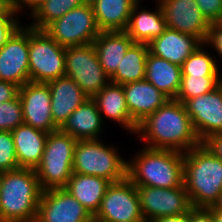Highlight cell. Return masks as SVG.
Wrapping results in <instances>:
<instances>
[{"label":"cell","instance_id":"cell-14","mask_svg":"<svg viewBox=\"0 0 222 222\" xmlns=\"http://www.w3.org/2000/svg\"><path fill=\"white\" fill-rule=\"evenodd\" d=\"M35 222H94L93 216L65 188L44 190Z\"/></svg>","mask_w":222,"mask_h":222},{"label":"cell","instance_id":"cell-17","mask_svg":"<svg viewBox=\"0 0 222 222\" xmlns=\"http://www.w3.org/2000/svg\"><path fill=\"white\" fill-rule=\"evenodd\" d=\"M51 94V114L54 125L60 129L67 118L89 97L68 76L47 82Z\"/></svg>","mask_w":222,"mask_h":222},{"label":"cell","instance_id":"cell-27","mask_svg":"<svg viewBox=\"0 0 222 222\" xmlns=\"http://www.w3.org/2000/svg\"><path fill=\"white\" fill-rule=\"evenodd\" d=\"M138 0H89L100 31H125Z\"/></svg>","mask_w":222,"mask_h":222},{"label":"cell","instance_id":"cell-30","mask_svg":"<svg viewBox=\"0 0 222 222\" xmlns=\"http://www.w3.org/2000/svg\"><path fill=\"white\" fill-rule=\"evenodd\" d=\"M181 70L182 75L222 76L215 56L205 44H202L184 61Z\"/></svg>","mask_w":222,"mask_h":222},{"label":"cell","instance_id":"cell-31","mask_svg":"<svg viewBox=\"0 0 222 222\" xmlns=\"http://www.w3.org/2000/svg\"><path fill=\"white\" fill-rule=\"evenodd\" d=\"M222 83V76L182 75L180 90L175 100L184 103L186 100L207 94Z\"/></svg>","mask_w":222,"mask_h":222},{"label":"cell","instance_id":"cell-19","mask_svg":"<svg viewBox=\"0 0 222 222\" xmlns=\"http://www.w3.org/2000/svg\"><path fill=\"white\" fill-rule=\"evenodd\" d=\"M144 1L138 0L133 6L125 32L134 43L148 44L167 29V23L157 0L154 2L155 9H148V5L143 7Z\"/></svg>","mask_w":222,"mask_h":222},{"label":"cell","instance_id":"cell-13","mask_svg":"<svg viewBox=\"0 0 222 222\" xmlns=\"http://www.w3.org/2000/svg\"><path fill=\"white\" fill-rule=\"evenodd\" d=\"M183 104L201 142L222 133V83L213 91L190 98Z\"/></svg>","mask_w":222,"mask_h":222},{"label":"cell","instance_id":"cell-46","mask_svg":"<svg viewBox=\"0 0 222 222\" xmlns=\"http://www.w3.org/2000/svg\"><path fill=\"white\" fill-rule=\"evenodd\" d=\"M7 2L12 8H14V0H4Z\"/></svg>","mask_w":222,"mask_h":222},{"label":"cell","instance_id":"cell-3","mask_svg":"<svg viewBox=\"0 0 222 222\" xmlns=\"http://www.w3.org/2000/svg\"><path fill=\"white\" fill-rule=\"evenodd\" d=\"M42 192L35 169L4 171L0 188V222H35Z\"/></svg>","mask_w":222,"mask_h":222},{"label":"cell","instance_id":"cell-25","mask_svg":"<svg viewBox=\"0 0 222 222\" xmlns=\"http://www.w3.org/2000/svg\"><path fill=\"white\" fill-rule=\"evenodd\" d=\"M145 80L154 85L169 99H175L181 86V66L151 54H147Z\"/></svg>","mask_w":222,"mask_h":222},{"label":"cell","instance_id":"cell-11","mask_svg":"<svg viewBox=\"0 0 222 222\" xmlns=\"http://www.w3.org/2000/svg\"><path fill=\"white\" fill-rule=\"evenodd\" d=\"M136 187L145 222L162 216L188 213L193 208L184 185L177 188Z\"/></svg>","mask_w":222,"mask_h":222},{"label":"cell","instance_id":"cell-26","mask_svg":"<svg viewBox=\"0 0 222 222\" xmlns=\"http://www.w3.org/2000/svg\"><path fill=\"white\" fill-rule=\"evenodd\" d=\"M110 184L111 181L97 176L73 173L65 189L94 217Z\"/></svg>","mask_w":222,"mask_h":222},{"label":"cell","instance_id":"cell-6","mask_svg":"<svg viewBox=\"0 0 222 222\" xmlns=\"http://www.w3.org/2000/svg\"><path fill=\"white\" fill-rule=\"evenodd\" d=\"M77 140L60 130L48 134L40 164L35 168L42 190L65 188L73 174Z\"/></svg>","mask_w":222,"mask_h":222},{"label":"cell","instance_id":"cell-39","mask_svg":"<svg viewBox=\"0 0 222 222\" xmlns=\"http://www.w3.org/2000/svg\"><path fill=\"white\" fill-rule=\"evenodd\" d=\"M190 222H214V220L208 208L193 207L190 210Z\"/></svg>","mask_w":222,"mask_h":222},{"label":"cell","instance_id":"cell-18","mask_svg":"<svg viewBox=\"0 0 222 222\" xmlns=\"http://www.w3.org/2000/svg\"><path fill=\"white\" fill-rule=\"evenodd\" d=\"M92 99L96 102L104 124L107 119L118 124L125 133L136 135L138 125L129 114L123 85L110 82Z\"/></svg>","mask_w":222,"mask_h":222},{"label":"cell","instance_id":"cell-42","mask_svg":"<svg viewBox=\"0 0 222 222\" xmlns=\"http://www.w3.org/2000/svg\"><path fill=\"white\" fill-rule=\"evenodd\" d=\"M208 209L212 213L214 222H222V211L221 210L214 209L212 207H209Z\"/></svg>","mask_w":222,"mask_h":222},{"label":"cell","instance_id":"cell-15","mask_svg":"<svg viewBox=\"0 0 222 222\" xmlns=\"http://www.w3.org/2000/svg\"><path fill=\"white\" fill-rule=\"evenodd\" d=\"M167 28L198 38L203 44L210 23L203 16L196 0H157Z\"/></svg>","mask_w":222,"mask_h":222},{"label":"cell","instance_id":"cell-12","mask_svg":"<svg viewBox=\"0 0 222 222\" xmlns=\"http://www.w3.org/2000/svg\"><path fill=\"white\" fill-rule=\"evenodd\" d=\"M29 26L23 23L0 48V80L22 87L30 82Z\"/></svg>","mask_w":222,"mask_h":222},{"label":"cell","instance_id":"cell-1","mask_svg":"<svg viewBox=\"0 0 222 222\" xmlns=\"http://www.w3.org/2000/svg\"><path fill=\"white\" fill-rule=\"evenodd\" d=\"M135 136L136 140L145 144L141 146L181 153H186L201 143L184 104L175 99H169L142 121Z\"/></svg>","mask_w":222,"mask_h":222},{"label":"cell","instance_id":"cell-45","mask_svg":"<svg viewBox=\"0 0 222 222\" xmlns=\"http://www.w3.org/2000/svg\"><path fill=\"white\" fill-rule=\"evenodd\" d=\"M212 208L222 211V191L219 194V196H218L216 202L214 203V205L212 206Z\"/></svg>","mask_w":222,"mask_h":222},{"label":"cell","instance_id":"cell-29","mask_svg":"<svg viewBox=\"0 0 222 222\" xmlns=\"http://www.w3.org/2000/svg\"><path fill=\"white\" fill-rule=\"evenodd\" d=\"M87 0H45L28 16V26L36 30H44L50 23L62 17L68 11L84 4Z\"/></svg>","mask_w":222,"mask_h":222},{"label":"cell","instance_id":"cell-22","mask_svg":"<svg viewBox=\"0 0 222 222\" xmlns=\"http://www.w3.org/2000/svg\"><path fill=\"white\" fill-rule=\"evenodd\" d=\"M104 127L96 102L88 98L67 118L59 130L71 135L77 141L97 140L102 139Z\"/></svg>","mask_w":222,"mask_h":222},{"label":"cell","instance_id":"cell-36","mask_svg":"<svg viewBox=\"0 0 222 222\" xmlns=\"http://www.w3.org/2000/svg\"><path fill=\"white\" fill-rule=\"evenodd\" d=\"M196 3L209 23L222 20V0H196Z\"/></svg>","mask_w":222,"mask_h":222},{"label":"cell","instance_id":"cell-16","mask_svg":"<svg viewBox=\"0 0 222 222\" xmlns=\"http://www.w3.org/2000/svg\"><path fill=\"white\" fill-rule=\"evenodd\" d=\"M24 124L50 133L59 130L51 114V94L47 83L27 82L19 87Z\"/></svg>","mask_w":222,"mask_h":222},{"label":"cell","instance_id":"cell-2","mask_svg":"<svg viewBox=\"0 0 222 222\" xmlns=\"http://www.w3.org/2000/svg\"><path fill=\"white\" fill-rule=\"evenodd\" d=\"M141 147L127 159V177L134 185L158 188L184 185V153Z\"/></svg>","mask_w":222,"mask_h":222},{"label":"cell","instance_id":"cell-38","mask_svg":"<svg viewBox=\"0 0 222 222\" xmlns=\"http://www.w3.org/2000/svg\"><path fill=\"white\" fill-rule=\"evenodd\" d=\"M203 143L215 156L222 160V133L209 136Z\"/></svg>","mask_w":222,"mask_h":222},{"label":"cell","instance_id":"cell-21","mask_svg":"<svg viewBox=\"0 0 222 222\" xmlns=\"http://www.w3.org/2000/svg\"><path fill=\"white\" fill-rule=\"evenodd\" d=\"M203 43L196 37L167 28L148 43L149 52L170 63L182 66Z\"/></svg>","mask_w":222,"mask_h":222},{"label":"cell","instance_id":"cell-10","mask_svg":"<svg viewBox=\"0 0 222 222\" xmlns=\"http://www.w3.org/2000/svg\"><path fill=\"white\" fill-rule=\"evenodd\" d=\"M93 221L145 222L137 187L127 176L123 180L111 182Z\"/></svg>","mask_w":222,"mask_h":222},{"label":"cell","instance_id":"cell-44","mask_svg":"<svg viewBox=\"0 0 222 222\" xmlns=\"http://www.w3.org/2000/svg\"><path fill=\"white\" fill-rule=\"evenodd\" d=\"M11 6L4 0H0V16H2Z\"/></svg>","mask_w":222,"mask_h":222},{"label":"cell","instance_id":"cell-7","mask_svg":"<svg viewBox=\"0 0 222 222\" xmlns=\"http://www.w3.org/2000/svg\"><path fill=\"white\" fill-rule=\"evenodd\" d=\"M30 82L47 83L65 76V49L44 30L29 26Z\"/></svg>","mask_w":222,"mask_h":222},{"label":"cell","instance_id":"cell-20","mask_svg":"<svg viewBox=\"0 0 222 222\" xmlns=\"http://www.w3.org/2000/svg\"><path fill=\"white\" fill-rule=\"evenodd\" d=\"M123 89L129 114L137 125L169 100L146 80L125 84Z\"/></svg>","mask_w":222,"mask_h":222},{"label":"cell","instance_id":"cell-28","mask_svg":"<svg viewBox=\"0 0 222 222\" xmlns=\"http://www.w3.org/2000/svg\"><path fill=\"white\" fill-rule=\"evenodd\" d=\"M148 44L133 43L125 53L116 72L110 77L112 83L125 85L145 80Z\"/></svg>","mask_w":222,"mask_h":222},{"label":"cell","instance_id":"cell-5","mask_svg":"<svg viewBox=\"0 0 222 222\" xmlns=\"http://www.w3.org/2000/svg\"><path fill=\"white\" fill-rule=\"evenodd\" d=\"M105 140H79L74 149L73 173L97 176L111 182L127 176V159L120 147ZM119 148V149H118Z\"/></svg>","mask_w":222,"mask_h":222},{"label":"cell","instance_id":"cell-43","mask_svg":"<svg viewBox=\"0 0 222 222\" xmlns=\"http://www.w3.org/2000/svg\"><path fill=\"white\" fill-rule=\"evenodd\" d=\"M29 1L30 0H14V9L19 12Z\"/></svg>","mask_w":222,"mask_h":222},{"label":"cell","instance_id":"cell-9","mask_svg":"<svg viewBox=\"0 0 222 222\" xmlns=\"http://www.w3.org/2000/svg\"><path fill=\"white\" fill-rule=\"evenodd\" d=\"M65 75L71 77L89 98L111 82L98 60L93 43L66 47Z\"/></svg>","mask_w":222,"mask_h":222},{"label":"cell","instance_id":"cell-33","mask_svg":"<svg viewBox=\"0 0 222 222\" xmlns=\"http://www.w3.org/2000/svg\"><path fill=\"white\" fill-rule=\"evenodd\" d=\"M19 169L11 131H0V171Z\"/></svg>","mask_w":222,"mask_h":222},{"label":"cell","instance_id":"cell-40","mask_svg":"<svg viewBox=\"0 0 222 222\" xmlns=\"http://www.w3.org/2000/svg\"><path fill=\"white\" fill-rule=\"evenodd\" d=\"M151 222H190V212L158 217Z\"/></svg>","mask_w":222,"mask_h":222},{"label":"cell","instance_id":"cell-4","mask_svg":"<svg viewBox=\"0 0 222 222\" xmlns=\"http://www.w3.org/2000/svg\"><path fill=\"white\" fill-rule=\"evenodd\" d=\"M184 186L192 207L209 208L222 191V160L201 142L184 153Z\"/></svg>","mask_w":222,"mask_h":222},{"label":"cell","instance_id":"cell-8","mask_svg":"<svg viewBox=\"0 0 222 222\" xmlns=\"http://www.w3.org/2000/svg\"><path fill=\"white\" fill-rule=\"evenodd\" d=\"M44 31L63 47L91 44L101 32L89 0L50 23Z\"/></svg>","mask_w":222,"mask_h":222},{"label":"cell","instance_id":"cell-34","mask_svg":"<svg viewBox=\"0 0 222 222\" xmlns=\"http://www.w3.org/2000/svg\"><path fill=\"white\" fill-rule=\"evenodd\" d=\"M19 12L10 7L0 16V48L7 42L12 34L24 23Z\"/></svg>","mask_w":222,"mask_h":222},{"label":"cell","instance_id":"cell-47","mask_svg":"<svg viewBox=\"0 0 222 222\" xmlns=\"http://www.w3.org/2000/svg\"><path fill=\"white\" fill-rule=\"evenodd\" d=\"M2 174H3V172H2V171H0V188H1V179H2Z\"/></svg>","mask_w":222,"mask_h":222},{"label":"cell","instance_id":"cell-35","mask_svg":"<svg viewBox=\"0 0 222 222\" xmlns=\"http://www.w3.org/2000/svg\"><path fill=\"white\" fill-rule=\"evenodd\" d=\"M204 44L211 50V52L214 50L212 53L216 58L218 69L222 74V20L210 23Z\"/></svg>","mask_w":222,"mask_h":222},{"label":"cell","instance_id":"cell-32","mask_svg":"<svg viewBox=\"0 0 222 222\" xmlns=\"http://www.w3.org/2000/svg\"><path fill=\"white\" fill-rule=\"evenodd\" d=\"M23 123V108L19 95L0 104V131H12Z\"/></svg>","mask_w":222,"mask_h":222},{"label":"cell","instance_id":"cell-41","mask_svg":"<svg viewBox=\"0 0 222 222\" xmlns=\"http://www.w3.org/2000/svg\"><path fill=\"white\" fill-rule=\"evenodd\" d=\"M45 0H30L20 11L19 14L24 16V13H27L28 10V14H30L37 6H39L42 2H44ZM26 12H23V11ZM30 10V12H29Z\"/></svg>","mask_w":222,"mask_h":222},{"label":"cell","instance_id":"cell-24","mask_svg":"<svg viewBox=\"0 0 222 222\" xmlns=\"http://www.w3.org/2000/svg\"><path fill=\"white\" fill-rule=\"evenodd\" d=\"M134 43L125 31H101L93 41L98 60L111 77L129 47Z\"/></svg>","mask_w":222,"mask_h":222},{"label":"cell","instance_id":"cell-37","mask_svg":"<svg viewBox=\"0 0 222 222\" xmlns=\"http://www.w3.org/2000/svg\"><path fill=\"white\" fill-rule=\"evenodd\" d=\"M19 94V86L15 83L0 80V104L14 99Z\"/></svg>","mask_w":222,"mask_h":222},{"label":"cell","instance_id":"cell-23","mask_svg":"<svg viewBox=\"0 0 222 222\" xmlns=\"http://www.w3.org/2000/svg\"><path fill=\"white\" fill-rule=\"evenodd\" d=\"M11 134L19 168L35 169L42 160L49 133L23 123Z\"/></svg>","mask_w":222,"mask_h":222}]
</instances>
